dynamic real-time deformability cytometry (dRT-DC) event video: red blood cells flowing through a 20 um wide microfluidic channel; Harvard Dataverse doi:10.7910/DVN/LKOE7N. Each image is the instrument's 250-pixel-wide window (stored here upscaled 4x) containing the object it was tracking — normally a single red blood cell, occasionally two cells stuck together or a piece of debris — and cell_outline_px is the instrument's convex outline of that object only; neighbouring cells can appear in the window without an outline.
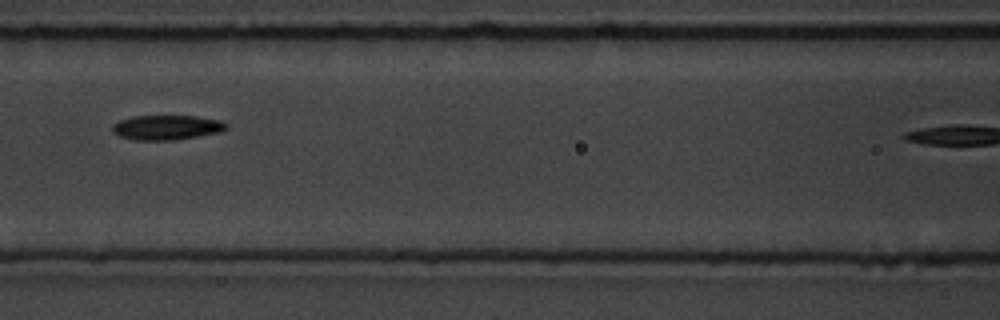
{"species": "common noctule bat (a hibernating species)", "species_latin": "Nyctalus noctula", "temperature_condition": "room temperature", "stored_images_in_passage": 15, "camera_frame_rate_fps": 3000, "um_per_image_px": 0.085, "animal": {"sex": "male", "body_mass_g": 19.5, "forearm_length_mm": 54.6}, "frame": {"image": 1, "passage_image": 5, "time_ms": 4.667, "image_size_px": [1000, 320], "cell_outline_px": [[228, 128], [224, 132], [172, 140], [136, 140], [120, 136], [112, 132], [112, 124], [120, 120], [132, 116], [196, 116], [220, 120], [228, 124]], "centroid_in_image_um": [14.2, 10.83], "position_along_channel_um": 152.4, "area_um2": 16.53}}
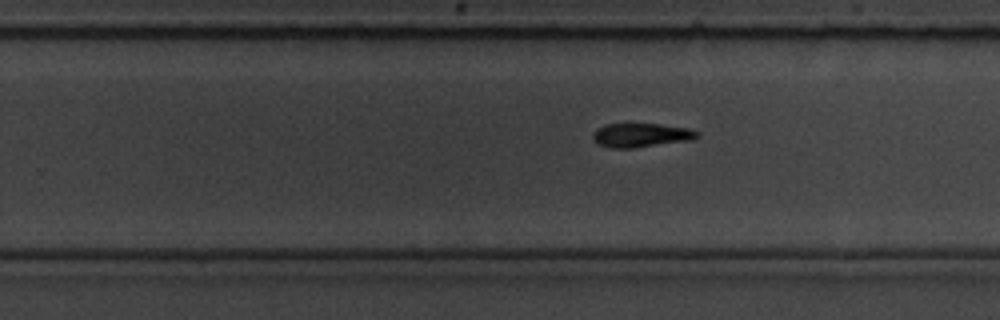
{"frame": {"image": 2, "passage_image": 9, "time_ms": 10.0, "image_size_px": [1000, 320], "cell_outline_px": [[700, 136], [692, 140], [632, 148], [612, 148], [596, 144], [592, 140], [592, 132], [596, 128], [604, 124], [660, 124], [688, 128], [700, 132]], "centroid_in_image_um": [54.46, 11.49], "position_along_channel_um": 275.3, "area_um2": 14.8}}
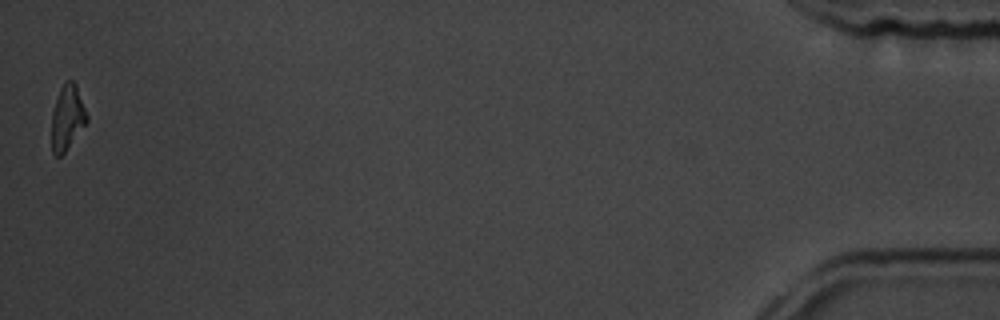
{"frame": {"image": 3, "passage_image": 15, "time_ms": 17.0, "image_size_px": [1000, 320], "cell_outline_px": [[88, 120], [64, 152], [60, 156], [56, 156], [52, 152], [52, 112], [60, 88], [64, 80], [72, 80], [76, 84], [88, 116]], "centroid_in_image_um": [5.72, 9.95], "position_along_channel_um": 429.5, "area_um2": 13.12}}